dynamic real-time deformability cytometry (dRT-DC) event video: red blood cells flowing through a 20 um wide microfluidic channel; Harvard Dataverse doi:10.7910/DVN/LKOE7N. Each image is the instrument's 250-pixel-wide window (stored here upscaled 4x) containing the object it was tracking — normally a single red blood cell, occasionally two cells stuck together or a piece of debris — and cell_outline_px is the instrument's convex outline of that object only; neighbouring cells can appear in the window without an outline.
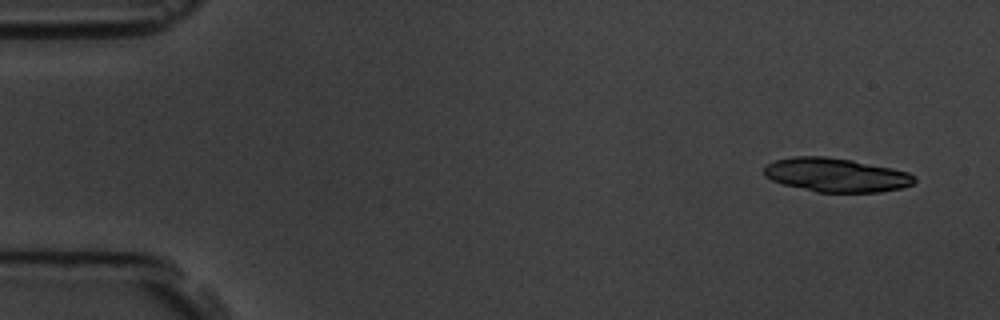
{"species": "common noctule bat (a hibernating species)", "species_latin": "Nyctalus noctula", "temperature_condition": "room temperature", "stored_images_in_passage": 5, "camera_frame_rate_fps": 3000, "um_per_image_px": 0.085, "animal": {"sex": "male", "body_mass_g": 19.5, "forearm_length_mm": 54.6}, "frame": {"image": 1, "passage_image": 1, "time_ms": 0.0, "image_size_px": [1000, 320], "cell_outline_px": [[916, 180], [912, 184], [900, 188], [880, 192], [816, 192], [784, 184], [772, 180], [764, 176], [764, 168], [768, 164], [776, 160], [792, 156], [824, 156], [852, 160], [892, 168], [908, 172], [916, 176]], "centroid_in_image_um": [71.07, 14.87], "position_along_channel_um": 13.9, "area_um2": 29.59}}